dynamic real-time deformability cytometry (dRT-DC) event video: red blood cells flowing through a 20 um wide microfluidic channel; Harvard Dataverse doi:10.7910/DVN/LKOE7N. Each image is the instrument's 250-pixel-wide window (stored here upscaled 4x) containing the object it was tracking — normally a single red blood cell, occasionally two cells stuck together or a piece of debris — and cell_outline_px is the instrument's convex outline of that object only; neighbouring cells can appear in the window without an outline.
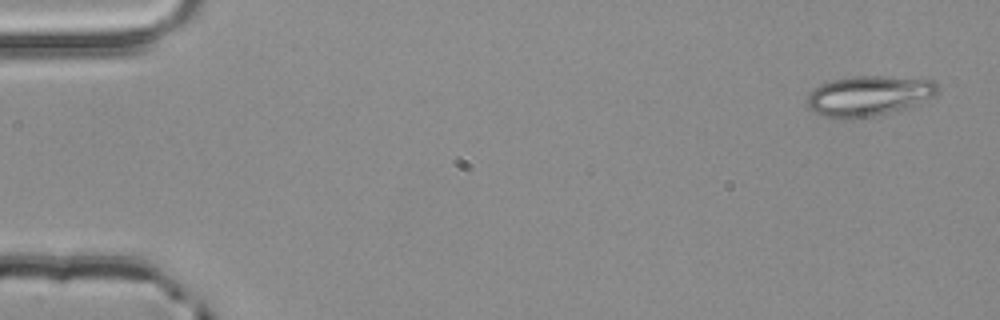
{"species": "common noctule bat (a hibernating species)", "species_latin": "Nyctalus noctula", "temperature_condition": "room temperature", "stored_images_in_passage": 4, "camera_frame_rate_fps": 3000, "um_per_image_px": 0.085, "animal": {"sex": "male", "body_mass_g": 20.4}, "frame": {"image": 1, "passage_image": 1, "time_ms": 0.0, "image_size_px": [1000, 320], "cell_outline_px": [[940, 88], [932, 96], [920, 104], [908, 108], [852, 120], [824, 116], [812, 112], [808, 108], [808, 96], [820, 84], [832, 80], [852, 76], [884, 76], [936, 80]], "centroid_in_image_um": [73.87, 8.15], "position_along_channel_um": 11.1, "area_um2": 30.75}}